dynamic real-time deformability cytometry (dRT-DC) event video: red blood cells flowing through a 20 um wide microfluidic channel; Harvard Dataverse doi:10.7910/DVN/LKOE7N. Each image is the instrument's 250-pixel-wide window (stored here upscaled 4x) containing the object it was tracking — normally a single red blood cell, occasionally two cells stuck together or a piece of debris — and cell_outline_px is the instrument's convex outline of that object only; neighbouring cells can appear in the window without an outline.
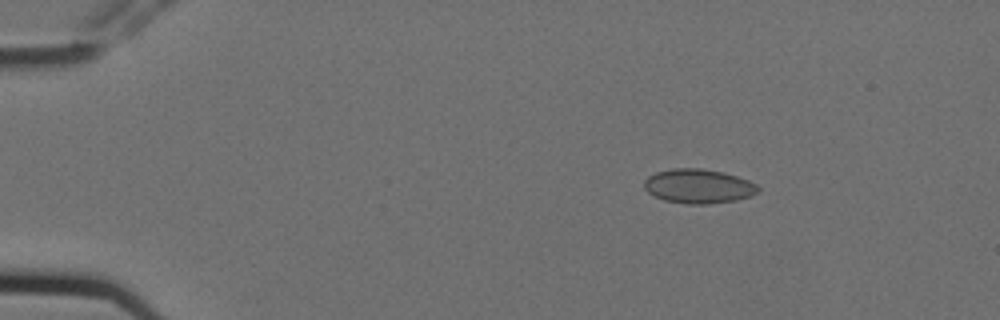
{"species": "Egyptian fruit bat (a non-hibernating species)", "species_latin": "Rousettus aegyptiacus", "temperature_condition": "cold", "stored_images_in_passage": 5, "camera_frame_rate_fps": 3000, "um_per_image_px": 0.085, "animal": {"sex": "female"}, "frame": {"image": 1, "passage_image": 2, "time_ms": 0.333, "image_size_px": [1000, 320], "cell_outline_px": [[760, 192], [752, 196], [736, 200], [708, 204], [688, 204], [664, 200], [648, 192], [644, 188], [644, 180], [648, 176], [656, 172], [672, 168], [700, 168], [724, 172], [748, 180], [756, 184], [760, 188]], "centroid_in_image_um": [59.39, 15.82], "position_along_channel_um": 25.6, "area_um2": 22.89}}